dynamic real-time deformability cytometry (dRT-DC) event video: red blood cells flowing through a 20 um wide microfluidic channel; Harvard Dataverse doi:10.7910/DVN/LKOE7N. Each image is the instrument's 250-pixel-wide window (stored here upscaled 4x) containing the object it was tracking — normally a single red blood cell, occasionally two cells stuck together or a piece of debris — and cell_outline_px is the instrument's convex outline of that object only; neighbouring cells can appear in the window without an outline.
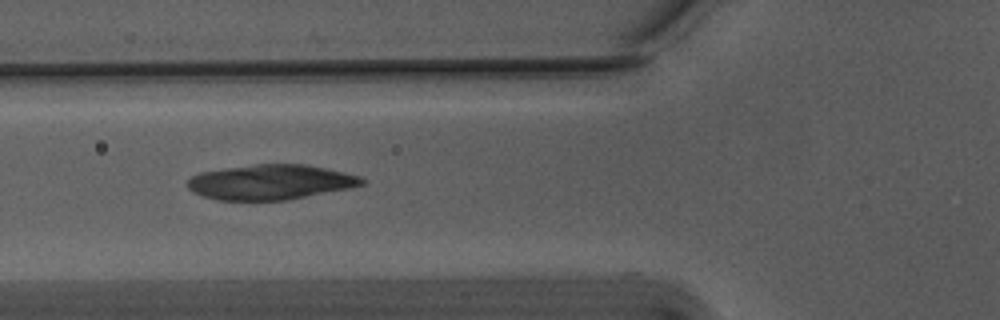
{"species": "Egyptian fruit bat (a non-hibernating species)", "species_latin": "Rousettus aegyptiacus", "temperature_condition": "warm", "stored_images_in_passage": 18, "camera_frame_rate_fps": 3000, "um_per_image_px": 0.085, "animal": {"sex": "male"}, "frame": {"image": 1, "passage_image": 7, "time_ms": 2.0, "image_size_px": [1000, 320], "cell_outline_px": [[364, 184], [352, 188], [288, 200], [216, 200], [192, 192], [188, 188], [188, 180], [192, 176], [200, 172], [256, 164], [304, 164], [344, 172], [360, 176], [364, 180]], "centroid_in_image_um": [23.01, 15.49], "position_along_channel_um": 102.8, "area_um2": 35.49}}